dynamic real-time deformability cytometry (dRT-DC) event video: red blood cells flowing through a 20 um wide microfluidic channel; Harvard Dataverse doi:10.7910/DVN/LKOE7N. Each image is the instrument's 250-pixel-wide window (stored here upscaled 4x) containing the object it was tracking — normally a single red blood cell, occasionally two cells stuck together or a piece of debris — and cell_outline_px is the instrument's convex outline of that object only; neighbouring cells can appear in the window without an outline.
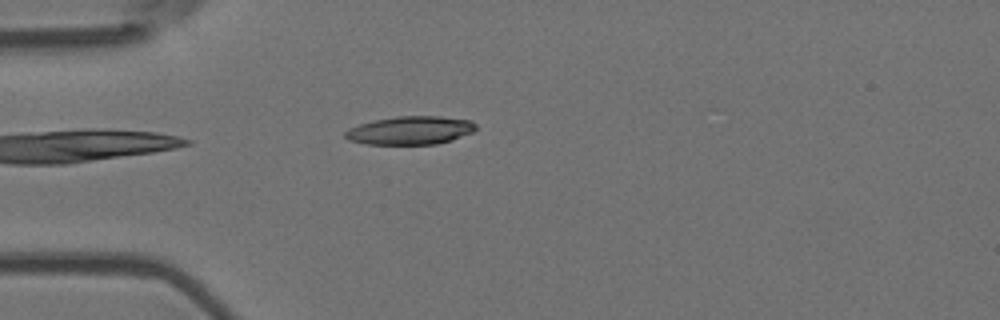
{"species": "Egyptian fruit bat (a non-hibernating species)", "species_latin": "Rousettus aegyptiacus", "temperature_condition": "room temperature", "stored_images_in_passage": 5, "camera_frame_rate_fps": 3000, "um_per_image_px": 0.085, "animal": {"sex": "female"}, "frame": {"image": 1, "passage_image": 5, "time_ms": 1.333, "image_size_px": [1000, 320], "cell_outline_px": [[476, 128], [472, 132], [452, 140], [436, 144], [364, 144], [348, 140], [344, 136], [344, 132], [348, 128], [360, 124], [376, 120], [396, 116], [440, 116], [472, 120], [476, 124]], "centroid_in_image_um": [34.87, 11.08], "position_along_channel_um": 50.1, "area_um2": 21.62}}